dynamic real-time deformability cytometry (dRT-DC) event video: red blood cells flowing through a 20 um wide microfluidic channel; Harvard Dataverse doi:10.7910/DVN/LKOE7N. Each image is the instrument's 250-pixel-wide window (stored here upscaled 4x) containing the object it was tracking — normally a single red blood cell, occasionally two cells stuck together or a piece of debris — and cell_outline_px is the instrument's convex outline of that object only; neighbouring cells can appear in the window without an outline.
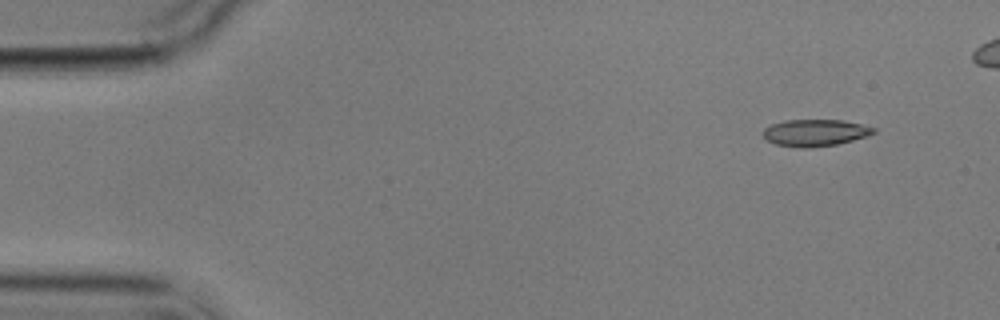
{"species": "common noctule bat (a hibernating species)", "species_latin": "Nyctalus noctula", "temperature_condition": "cold", "stored_images_in_passage": 5, "camera_frame_rate_fps": 3000, "um_per_image_px": 0.085, "animal": {"sex": "male", "body_mass_g": 17.9}, "frame": {"image": 1, "passage_image": 1, "time_ms": 0.0, "image_size_px": [1000, 320], "cell_outline_px": [[876, 132], [868, 136], [836, 144], [808, 148], [796, 148], [776, 144], [764, 140], [760, 132], [764, 128], [772, 124], [784, 120], [840, 120], [860, 124], [876, 128]], "centroid_in_image_um": [69.22, 11.29], "position_along_channel_um": 15.8, "area_um2": 17.46}}